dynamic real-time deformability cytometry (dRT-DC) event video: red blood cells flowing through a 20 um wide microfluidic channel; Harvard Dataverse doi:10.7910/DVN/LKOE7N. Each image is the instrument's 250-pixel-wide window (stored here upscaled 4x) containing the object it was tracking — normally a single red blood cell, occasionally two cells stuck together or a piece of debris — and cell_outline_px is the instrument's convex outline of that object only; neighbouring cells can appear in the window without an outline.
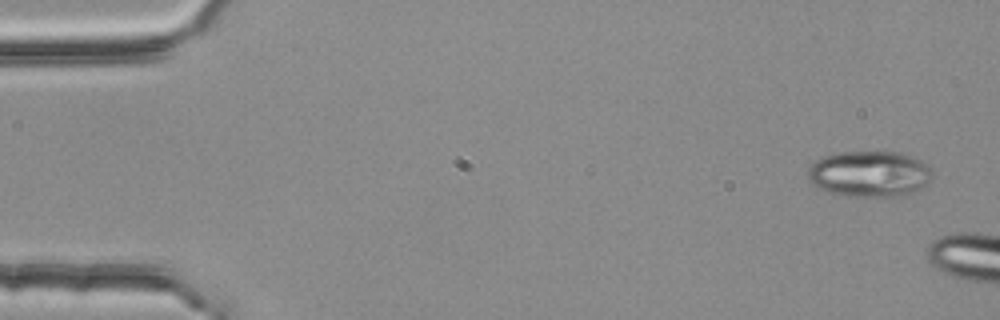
{"species": "common noctule bat (a hibernating species)", "species_latin": "Nyctalus noctula", "temperature_condition": "room temperature", "stored_images_in_passage": 6, "camera_frame_rate_fps": 3000, "um_per_image_px": 0.085, "animal": {"sex": "female", "body_mass_g": 25.1}, "frame": {"image": 1, "passage_image": 1, "time_ms": 0.0, "image_size_px": [1000, 320], "cell_outline_px": [[932, 176], [928, 184], [908, 196], [896, 200], [892, 200], [844, 196], [816, 188], [808, 180], [808, 168], [816, 160], [824, 156], [840, 152], [904, 152], [920, 160], [932, 168]], "centroid_in_image_um": [73.96, 14.84], "position_along_channel_um": 11.0, "area_um2": 34.8}}